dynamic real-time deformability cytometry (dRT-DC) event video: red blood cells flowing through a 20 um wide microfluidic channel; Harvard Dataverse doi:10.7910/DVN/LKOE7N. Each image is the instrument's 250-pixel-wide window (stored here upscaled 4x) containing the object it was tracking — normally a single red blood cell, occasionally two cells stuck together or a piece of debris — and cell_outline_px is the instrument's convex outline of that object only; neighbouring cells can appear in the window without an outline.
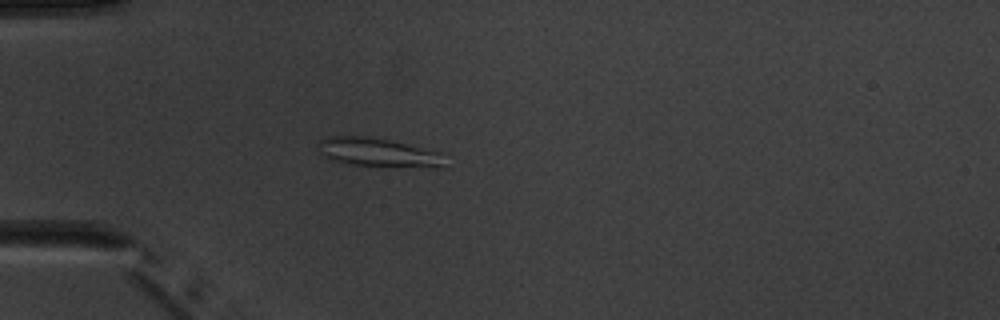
{"species": "common noctule bat (a hibernating species)", "species_latin": "Nyctalus noctula", "temperature_condition": "warm", "stored_images_in_passage": 4, "camera_frame_rate_fps": 3000, "um_per_image_px": 0.085, "animal": {"sex": "male", "body_mass_g": 20.1, "forearm_length_mm": 53.5}, "frame": {"image": 1, "passage_image": 3, "time_ms": 3.333, "image_size_px": [1000, 320], "cell_outline_px": [[448, 168], [432, 168], [348, 164], [332, 160], [320, 152], [316, 144], [320, 140], [328, 136], [368, 136], [388, 140], [444, 152]], "centroid_in_image_um": [32.26, 12.97], "position_along_channel_um": 52.7, "area_um2": 21.68}}